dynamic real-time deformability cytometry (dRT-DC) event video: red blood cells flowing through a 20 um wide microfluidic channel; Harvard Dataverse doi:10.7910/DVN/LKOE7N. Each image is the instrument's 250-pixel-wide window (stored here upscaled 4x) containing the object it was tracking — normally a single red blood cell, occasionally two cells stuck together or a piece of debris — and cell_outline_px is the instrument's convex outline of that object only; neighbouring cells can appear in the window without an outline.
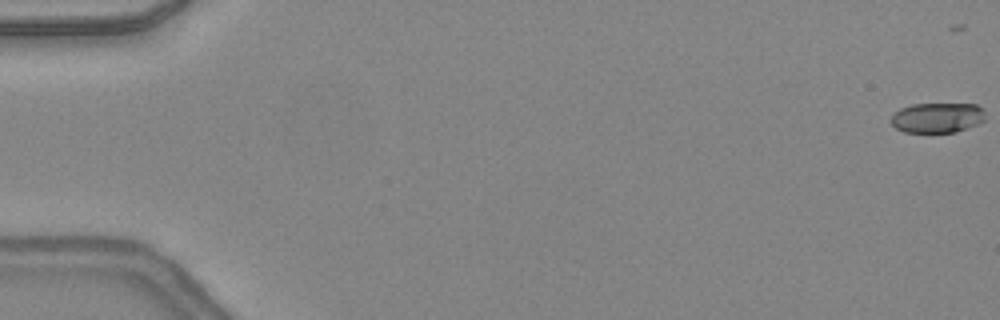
{"species": "common noctule bat (a hibernating species)", "species_latin": "Nyctalus noctula", "temperature_condition": "warm", "stored_images_in_passage": 31, "camera_frame_rate_fps": 3000, "um_per_image_px": 0.085, "animal": {"sex": "female", "body_mass_g": 24.6, "forearm_length_mm": 56.2}, "frame": {"image": 1, "passage_image": 1, "time_ms": 0.0, "image_size_px": [1000, 320], "cell_outline_px": [[984, 120], [968, 128], [956, 132], [904, 132], [896, 128], [888, 120], [892, 112], [900, 108], [912, 104], [976, 104], [984, 112]], "centroid_in_image_um": [79.6, 10.0], "position_along_channel_um": 5.4, "area_um2": 16.65}}
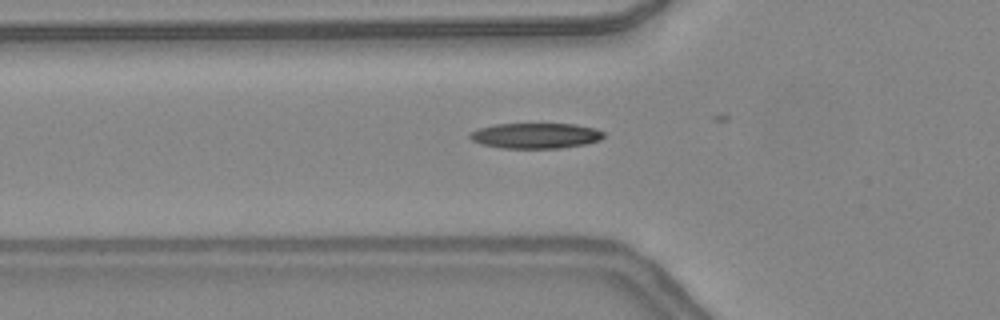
{"frame": {"image": 2, "passage_image": 18, "time_ms": 5.667, "image_size_px": [1000, 320], "cell_outline_px": [[604, 136], [600, 140], [584, 144], [560, 148], [500, 148], [480, 144], [472, 140], [468, 136], [468, 132], [476, 128], [496, 124], [576, 124], [596, 128], [604, 132]], "centroid_in_image_um": [45.48, 11.53], "position_along_channel_um": 80.3, "area_um2": 20.06}}
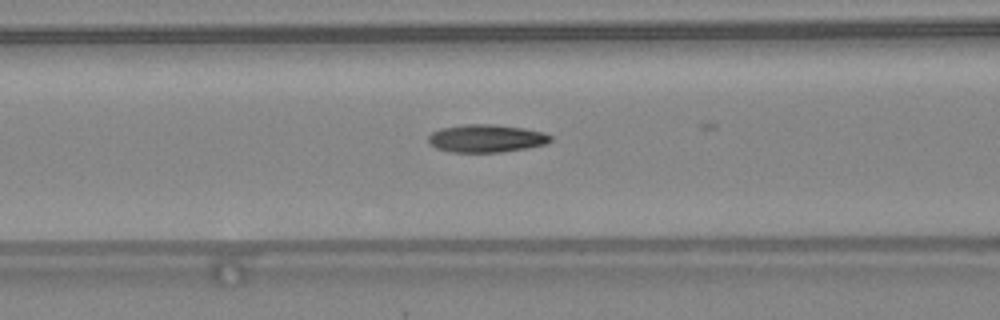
{"frame": {"image": 3, "passage_image": 21, "time_ms": 6.667, "image_size_px": [1000, 320], "cell_outline_px": [[552, 140], [544, 144], [528, 148], [500, 152], [448, 152], [436, 148], [428, 144], [428, 136], [432, 132], [440, 128], [464, 124], [492, 124], [524, 128], [544, 132], [552, 136]], "centroid_in_image_um": [41.3, 11.76], "position_along_channel_um": 125.3, "area_um2": 20.0}}